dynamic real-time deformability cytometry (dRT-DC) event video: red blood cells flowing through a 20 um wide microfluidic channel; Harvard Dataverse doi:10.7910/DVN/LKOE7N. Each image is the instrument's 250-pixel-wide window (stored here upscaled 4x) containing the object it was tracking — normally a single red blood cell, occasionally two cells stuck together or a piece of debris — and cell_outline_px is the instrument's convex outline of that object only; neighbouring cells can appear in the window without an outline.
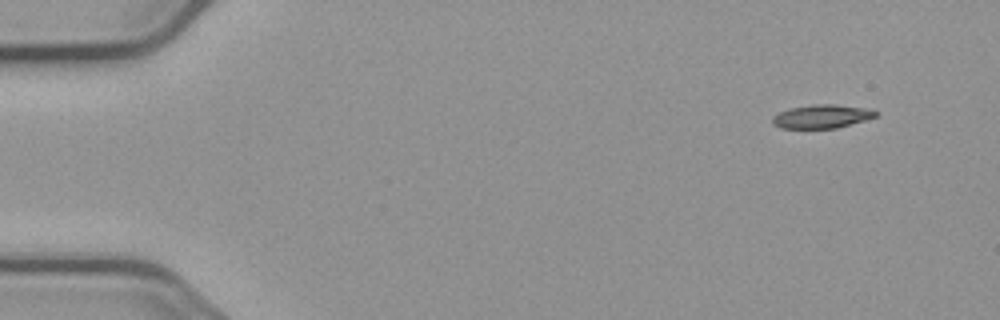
{"species": "common noctule bat (a hibernating species)", "species_latin": "Nyctalus noctula", "temperature_condition": "cold", "stored_images_in_passage": 8, "camera_frame_rate_fps": 3000, "um_per_image_px": 0.085, "animal": {"sex": "male", "body_mass_g": 23.1, "forearm_length_mm": 52.7}, "frame": {"image": 1, "passage_image": 1, "time_ms": 0.0, "image_size_px": [1000, 320], "cell_outline_px": [[880, 112], [876, 116], [864, 120], [836, 128], [780, 128], [772, 124], [772, 116], [788, 108], [812, 104], [836, 104], [864, 108]], "centroid_in_image_um": [69.81, 9.89], "position_along_channel_um": 15.2, "area_um2": 14.16}}
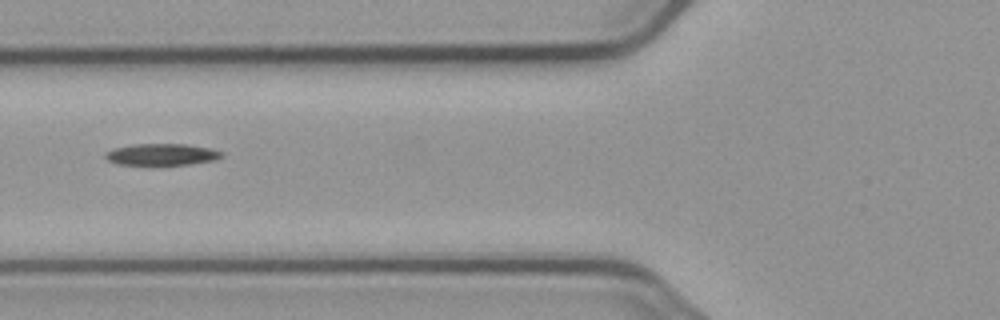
{"frame": {"image": 2, "passage_image": 5, "time_ms": 5.667, "image_size_px": [1000, 320], "cell_outline_px": [[224, 156], [216, 160], [192, 164], [160, 168], [116, 164], [108, 160], [104, 156], [108, 152], [116, 148], [132, 144], [184, 144], [208, 148], [224, 152]], "centroid_in_image_um": [13.77, 13.19], "position_along_channel_um": 112.0, "area_um2": 15.55}}
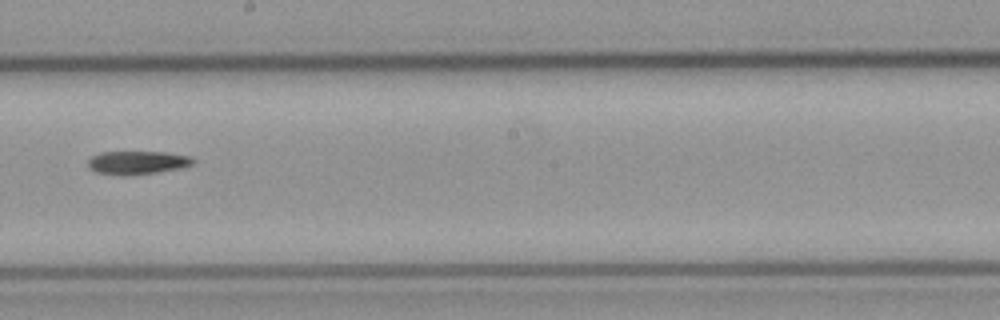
{"frame": {"image": 3, "passage_image": 8, "time_ms": 9.0, "image_size_px": [1000, 320], "cell_outline_px": [[196, 160], [192, 164], [180, 168], [156, 172], [128, 176], [120, 176], [96, 172], [88, 168], [88, 160], [92, 156], [100, 152], [164, 152], [188, 156]], "centroid_in_image_um": [11.62, 13.83], "position_along_channel_um": 236.6, "area_um2": 14.33}}